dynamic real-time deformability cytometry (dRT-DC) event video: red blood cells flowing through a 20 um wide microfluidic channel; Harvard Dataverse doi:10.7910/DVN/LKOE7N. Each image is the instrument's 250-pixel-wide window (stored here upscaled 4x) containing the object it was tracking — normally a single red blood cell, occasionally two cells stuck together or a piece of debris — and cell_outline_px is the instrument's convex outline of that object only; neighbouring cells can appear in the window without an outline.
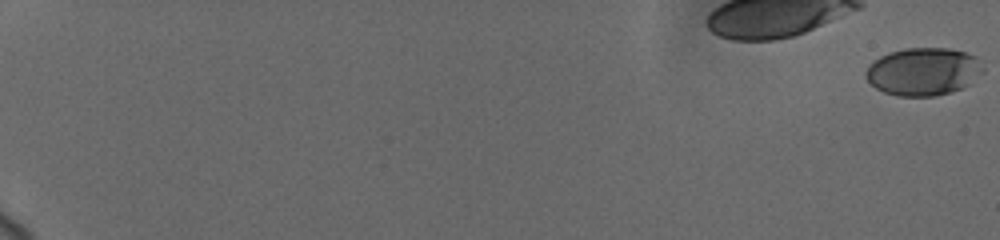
{"species": "human", "species_latin": "Homo sapiens", "temperature_condition": "cold", "stored_images_in_passage": 47, "camera_frame_rate_fps": 3000, "um_per_image_px": 0.085, "donor": {"sex": "female"}, "frame": {"image": 1, "passage_image": 1, "time_ms": 0.0, "image_size_px": [1000, 240], "cell_outline_px": [[984, 72], [968, 84], [960, 88], [936, 96], [896, 96], [884, 92], [876, 88], [864, 76], [864, 72], [868, 64], [880, 56], [888, 52], [904, 48], [948, 48], [964, 52], [976, 56], [984, 68]], "centroid_in_image_um": [78.45, 6.07], "position_along_channel_um": 6.6, "area_um2": 32.77}}
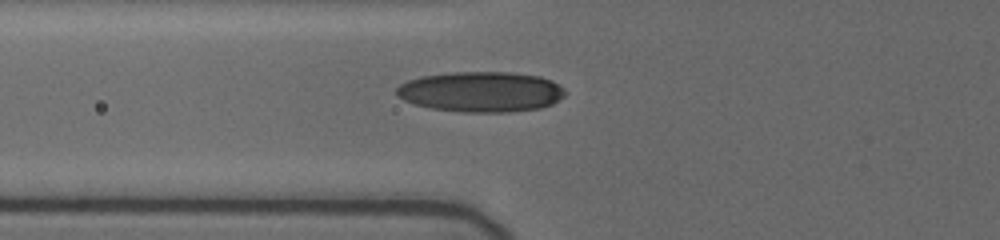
{"frame": {"image": 2, "passage_image": 29, "time_ms": 8.667, "image_size_px": [1000, 240], "cell_outline_px": [[564, 96], [552, 104], [540, 108], [508, 112], [464, 112], [432, 108], [412, 104], [396, 96], [396, 88], [400, 84], [408, 80], [420, 76], [448, 72], [512, 72], [540, 76], [552, 80], [564, 88]], "centroid_in_image_um": [40.87, 7.79], "position_along_channel_um": 84.9, "area_um2": 39.94}}
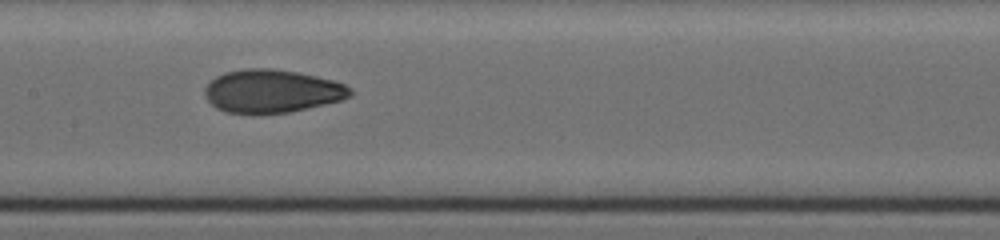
{"frame": {"image": 3, "passage_image": 46, "time_ms": 11.333, "image_size_px": [1000, 240], "cell_outline_px": [[352, 96], [340, 100], [324, 104], [288, 112], [256, 116], [252, 116], [228, 112], [216, 108], [204, 96], [204, 88], [216, 76], [224, 72], [244, 68], [272, 68], [296, 72], [316, 76], [332, 80], [344, 84], [352, 88]], "centroid_in_image_um": [23.07, 7.77], "position_along_channel_um": 184.3, "area_um2": 37.05}}